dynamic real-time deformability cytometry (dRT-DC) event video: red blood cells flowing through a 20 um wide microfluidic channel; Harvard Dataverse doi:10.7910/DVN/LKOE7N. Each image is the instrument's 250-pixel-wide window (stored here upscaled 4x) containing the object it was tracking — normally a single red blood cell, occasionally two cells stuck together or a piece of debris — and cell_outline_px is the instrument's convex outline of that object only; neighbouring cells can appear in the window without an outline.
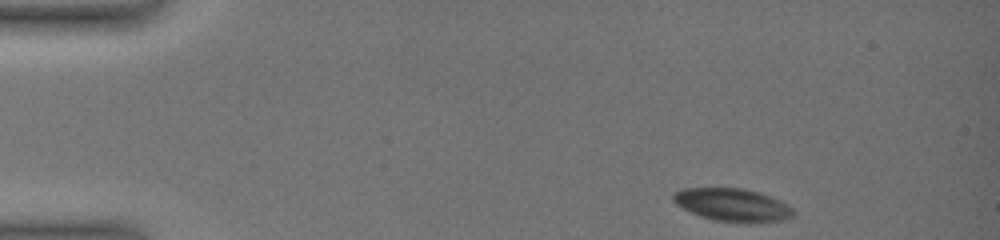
{"species": "common noctule bat (a hibernating species)", "species_latin": "Nyctalus noctula", "temperature_condition": "warm", "stored_images_in_passage": 7, "camera_frame_rate_fps": 3000, "um_per_image_px": 0.085, "animal": {"sex": "female", "body_mass_g": 19.0, "forearm_length_mm": 51.5}, "frame": {"image": 1, "passage_image": 1, "time_ms": 0.0, "image_size_px": [1000, 240], "cell_outline_px": [[792, 216], [784, 220], [760, 224], [748, 224], [712, 220], [700, 216], [676, 204], [672, 200], [672, 192], [684, 188], [744, 188], [760, 192], [772, 196], [788, 204], [792, 208]], "centroid_in_image_um": [62.29, 17.43], "position_along_channel_um": 22.7, "area_um2": 23.58}}
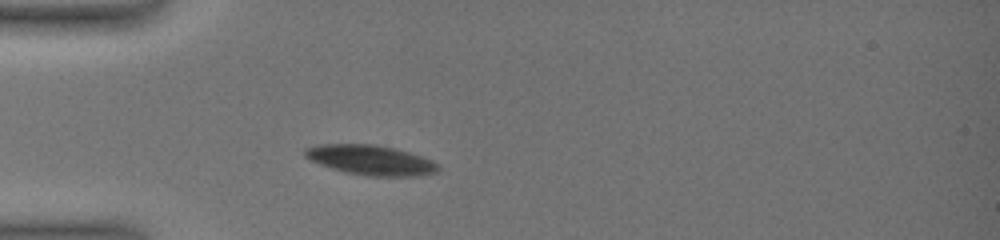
{"frame": {"image": 2, "passage_image": 5, "time_ms": 3.333, "image_size_px": [1000, 240], "cell_outline_px": [[440, 172], [420, 176], [368, 176], [344, 172], [320, 164], [304, 156], [304, 148], [316, 144], [376, 144], [396, 148], [432, 160], [440, 164]], "centroid_in_image_um": [31.55, 13.6], "position_along_channel_um": 53.5, "area_um2": 23.47}}
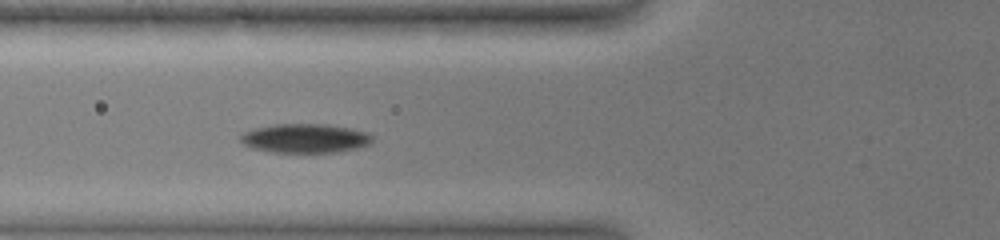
{"frame": {"image": 3, "passage_image": 7, "time_ms": 5.0, "image_size_px": [1000, 240], "cell_outline_px": [[372, 144], [340, 152], [272, 152], [252, 148], [244, 144], [240, 140], [240, 136], [244, 132], [252, 128], [272, 124], [328, 124], [352, 128], [368, 132], [372, 136]], "centroid_in_image_um": [25.95, 11.75], "position_along_channel_um": 99.9, "area_um2": 22.6}}